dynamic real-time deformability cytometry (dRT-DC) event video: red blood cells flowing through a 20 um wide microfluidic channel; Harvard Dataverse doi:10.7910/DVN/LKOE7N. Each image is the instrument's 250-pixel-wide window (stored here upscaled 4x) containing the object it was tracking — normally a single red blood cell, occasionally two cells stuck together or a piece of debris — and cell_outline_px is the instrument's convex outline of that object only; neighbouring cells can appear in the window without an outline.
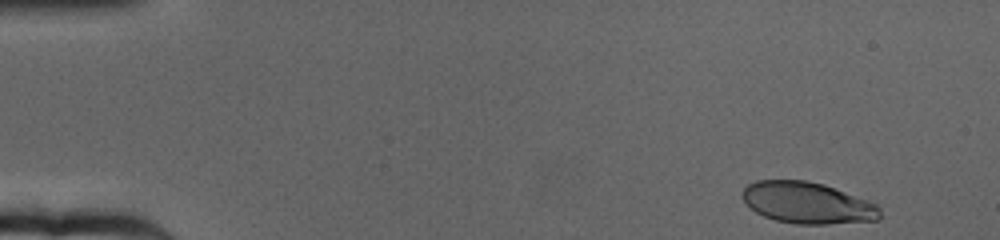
{"species": "human", "species_latin": "Homo sapiens", "temperature_condition": "cold", "stored_images_in_passage": 60, "camera_frame_rate_fps": 3000, "um_per_image_px": 0.085, "donor": {"sex": "female"}, "frame": {"image": 1, "passage_image": 1, "time_ms": 0.0, "image_size_px": [1000, 240], "cell_outline_px": [[880, 220], [828, 224], [796, 224], [776, 220], [764, 216], [756, 212], [744, 200], [744, 188], [748, 184], [756, 180], [804, 180], [824, 184], [868, 200], [876, 204], [880, 208]], "centroid_in_image_um": [68.67, 17.24], "position_along_channel_um": 16.3, "area_um2": 33.12}}
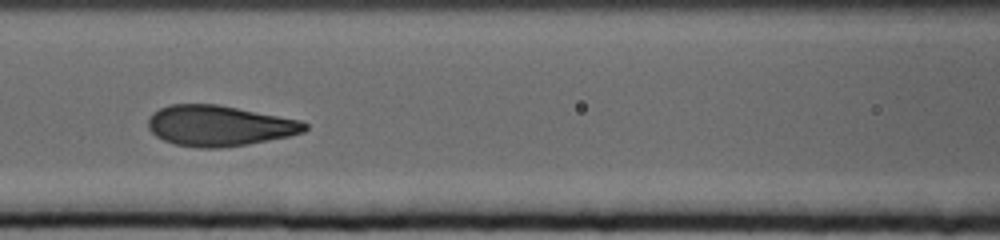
{"frame": {"image": 2, "passage_image": 25, "time_ms": 8.0, "image_size_px": [1000, 240], "cell_outline_px": [[308, 128], [304, 132], [288, 136], [248, 144], [220, 148], [196, 148], [176, 144], [164, 140], [156, 136], [148, 128], [148, 116], [152, 112], [168, 104], [216, 104], [300, 120], [308, 124]], "centroid_in_image_um": [18.6, 10.69], "position_along_channel_um": 148.0, "area_um2": 37.05}}
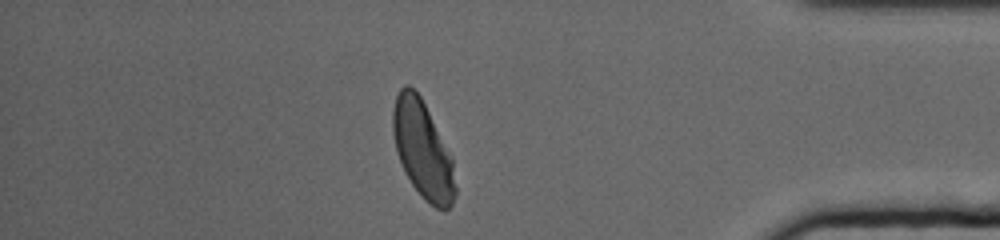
{"frame": {"image": 3, "passage_image": 52, "time_ms": 17.0, "image_size_px": [1000, 240], "cell_outline_px": [[456, 196], [452, 204], [448, 208], [436, 208], [424, 200], [420, 196], [412, 184], [396, 152], [392, 132], [392, 112], [396, 96], [400, 88], [404, 84], [408, 84], [420, 96], [452, 160], [456, 188]], "centroid_in_image_um": [35.9, 12.74], "position_along_channel_um": 399.3, "area_um2": 34.68}, "authors_computed_cell_mechanics": {"area_um2": 36.6163, "velocity_mm_per_s": 3.131, "shape_relaxation_time_tau1_ms": 4.3045, "shape_relaxation_time_tau2_ms": null, "deformation_change_tau1": 0.1798, "deformation_change_tau2": null}}